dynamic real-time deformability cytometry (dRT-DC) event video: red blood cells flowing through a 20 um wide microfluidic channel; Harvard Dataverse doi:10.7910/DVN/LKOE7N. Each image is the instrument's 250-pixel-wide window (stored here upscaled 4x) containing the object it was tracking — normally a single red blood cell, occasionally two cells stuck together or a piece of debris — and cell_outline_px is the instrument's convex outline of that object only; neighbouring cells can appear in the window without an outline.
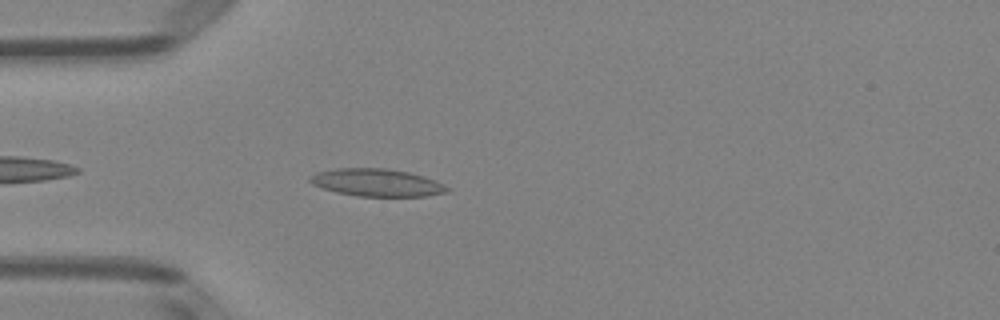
{"species": "Egyptian fruit bat (a non-hibernating species)", "species_latin": "Rousettus aegyptiacus", "temperature_condition": "room temperature", "stored_images_in_passage": 26, "camera_frame_rate_fps": 3000, "um_per_image_px": 0.085, "animal": {"sex": "female"}, "frame": {"image": 1, "passage_image": 4, "time_ms": 1.0, "image_size_px": [1000, 320], "cell_outline_px": [[452, 192], [424, 196], [356, 196], [336, 192], [312, 184], [308, 180], [308, 176], [316, 172], [336, 168], [384, 168], [408, 172], [424, 176], [436, 180], [452, 188]], "centroid_in_image_um": [32.07, 15.52], "position_along_channel_um": 52.9, "area_um2": 22.25}}
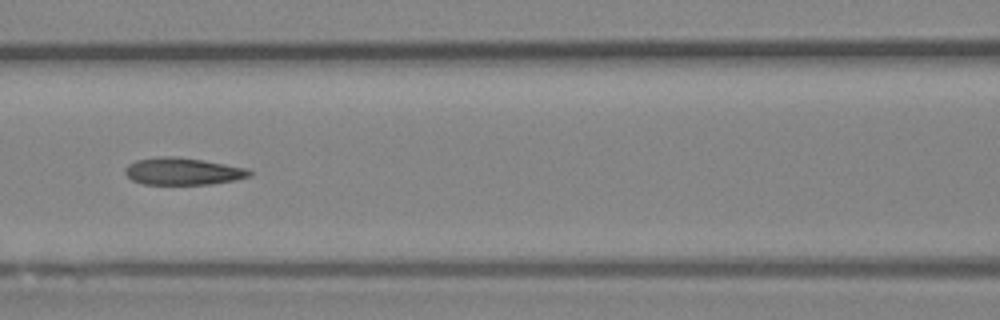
{"frame": {"image": 2, "passage_image": 12, "time_ms": 3.667, "image_size_px": [1000, 320], "cell_outline_px": [[252, 176], [236, 180], [208, 184], [144, 184], [132, 180], [124, 172], [124, 168], [128, 164], [136, 160], [160, 156], [176, 156], [248, 168], [252, 172]], "centroid_in_image_um": [15.54, 14.56], "position_along_channel_um": 151.1, "area_um2": 19.65}}
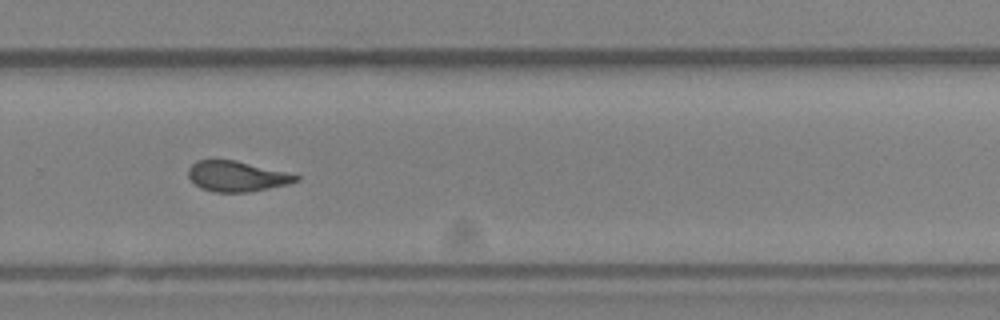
{"frame": {"image": 3, "passage_image": 24, "time_ms": 7.667, "image_size_px": [1000, 320], "cell_outline_px": [[300, 180], [288, 184], [248, 192], [216, 192], [200, 188], [188, 176], [188, 168], [196, 160], [236, 160], [300, 176]], "centroid_in_image_um": [20.1, 14.98], "position_along_channel_um": 309.7, "area_um2": 18.84}}